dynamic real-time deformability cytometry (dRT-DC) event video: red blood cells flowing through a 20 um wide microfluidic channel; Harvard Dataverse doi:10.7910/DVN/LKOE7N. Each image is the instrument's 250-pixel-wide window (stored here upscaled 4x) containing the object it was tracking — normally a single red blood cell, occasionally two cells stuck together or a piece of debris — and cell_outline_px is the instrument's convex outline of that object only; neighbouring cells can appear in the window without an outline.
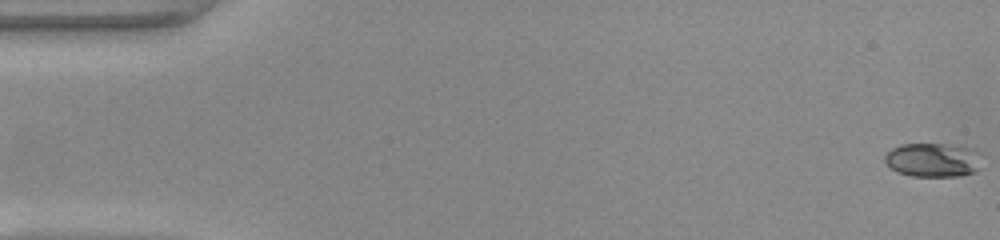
{"species": "common noctule bat (a hibernating species)", "species_latin": "Nyctalus noctula", "temperature_condition": "warm", "stored_images_in_passage": 50, "camera_frame_rate_fps": 3000, "um_per_image_px": 0.085, "animal": {"sex": "female", "body_mass_g": 22.0, "forearm_length_mm": 56.7}, "frame": {"image": 1, "passage_image": 1, "time_ms": 0.0, "image_size_px": [1000, 240], "cell_outline_px": [[984, 156], [980, 168], [976, 172], [960, 176], [912, 176], [896, 172], [884, 160], [884, 156], [892, 148], [904, 144], [944, 144], [976, 148]], "centroid_in_image_um": [79.4, 13.59], "position_along_channel_um": 5.6, "area_um2": 19.65}}
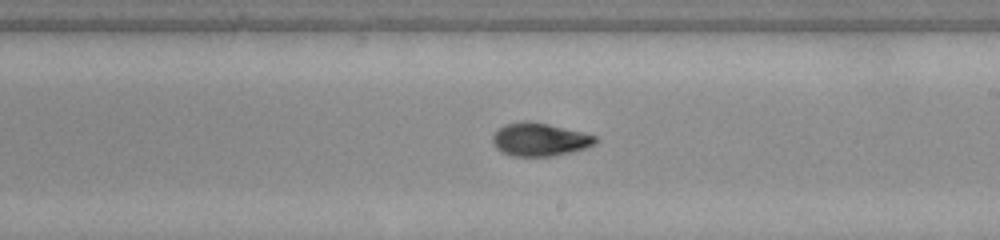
{"frame": {"image": 2, "passage_image": 29, "time_ms": 9.333, "image_size_px": [1000, 240], "cell_outline_px": [[596, 144], [572, 152], [552, 156], [512, 156], [500, 152], [492, 144], [492, 136], [500, 128], [508, 124], [524, 120], [548, 124], [596, 136]], "centroid_in_image_um": [45.84, 11.87], "position_along_channel_um": 243.2, "area_um2": 19.65}}
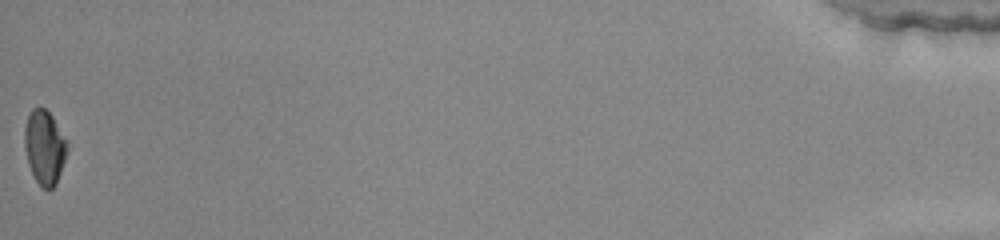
{"frame": {"image": 3, "passage_image": 50, "time_ms": 16.333, "image_size_px": [1000, 240], "cell_outline_px": [[68, 148], [56, 184], [48, 192], [40, 188], [28, 164], [24, 144], [24, 128], [28, 116], [32, 108], [44, 108], [52, 116], [68, 140]], "centroid_in_image_um": [3.79, 12.54], "position_along_channel_um": 431.4, "area_um2": 18.55}, "authors_computed_cell_mechanics": {"area_um2": 19.074, "velocity_mm_per_s": 4.1626, "shape_relaxation_time_tau1_ms": 4.9756, "shape_relaxation_time_tau2_ms": 1.2349, "deformation_change_tau1": 0.2034, "deformation_change_tau2": 0.0506}}